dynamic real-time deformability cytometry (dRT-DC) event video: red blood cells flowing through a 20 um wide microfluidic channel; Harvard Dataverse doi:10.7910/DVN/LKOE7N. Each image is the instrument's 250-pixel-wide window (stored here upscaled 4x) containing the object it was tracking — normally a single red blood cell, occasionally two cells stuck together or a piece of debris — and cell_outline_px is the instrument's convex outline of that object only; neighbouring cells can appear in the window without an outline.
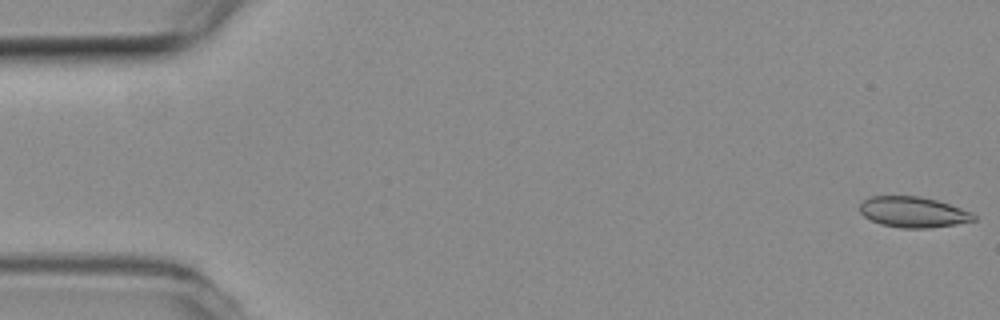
{"species": "common noctule bat (a hibernating species)", "species_latin": "Nyctalus noctula", "temperature_condition": "room temperature", "stored_images_in_passage": 54, "camera_frame_rate_fps": 3000, "um_per_image_px": 0.085, "animal": {"sex": "female", "body_mass_g": 19.3, "forearm_length_mm": 54.1}, "frame": {"image": 1, "passage_image": 1, "time_ms": 0.0, "image_size_px": [1000, 320], "cell_outline_px": [[976, 220], [956, 224], [928, 228], [900, 228], [880, 224], [864, 216], [860, 212], [860, 204], [868, 196], [920, 196], [936, 200], [972, 212], [976, 216]], "centroid_in_image_um": [77.61, 18.03], "position_along_channel_um": 7.4, "area_um2": 20.35}}
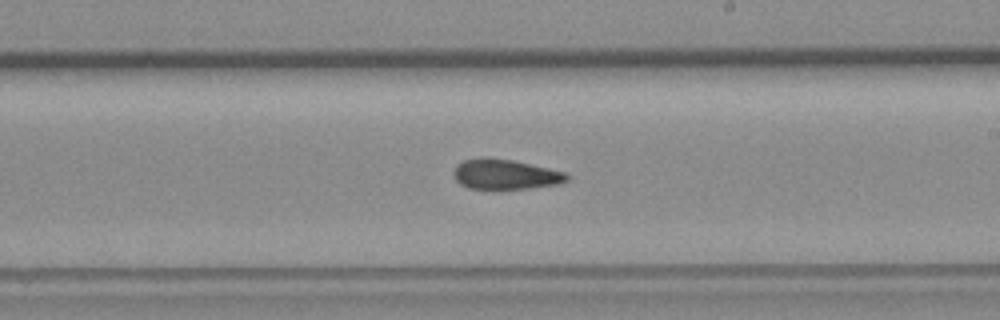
{"frame": {"image": 2, "passage_image": 31, "time_ms": 10.0, "image_size_px": [1000, 320], "cell_outline_px": [[572, 176], [568, 180], [560, 184], [496, 192], [468, 188], [460, 184], [456, 180], [452, 172], [456, 164], [464, 160], [480, 156], [512, 160], [568, 172]], "centroid_in_image_um": [42.94, 14.85], "position_along_channel_um": 246.1, "area_um2": 20.92}}
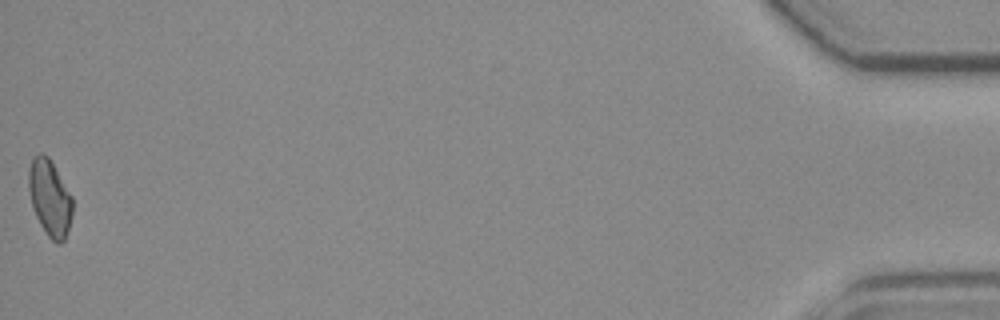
{"frame": {"image": 3, "passage_image": 54, "time_ms": 17.667, "image_size_px": [1000, 320], "cell_outline_px": [[72, 216], [64, 240], [60, 244], [56, 244], [48, 236], [40, 224], [32, 208], [28, 188], [28, 168], [32, 160], [40, 152], [48, 156], [72, 196]], "centroid_in_image_um": [4.22, 16.83], "position_along_channel_um": 431.0, "area_um2": 19.42}, "authors_computed_cell_mechanics": {"area_um2": 20.3456, "velocity_mm_per_s": 3.7981, "shape_relaxation_time_tau1_ms": null, "shape_relaxation_time_tau2_ms": 3.9098, "deformation_change_tau1": null, "deformation_change_tau2": 0.0737}}